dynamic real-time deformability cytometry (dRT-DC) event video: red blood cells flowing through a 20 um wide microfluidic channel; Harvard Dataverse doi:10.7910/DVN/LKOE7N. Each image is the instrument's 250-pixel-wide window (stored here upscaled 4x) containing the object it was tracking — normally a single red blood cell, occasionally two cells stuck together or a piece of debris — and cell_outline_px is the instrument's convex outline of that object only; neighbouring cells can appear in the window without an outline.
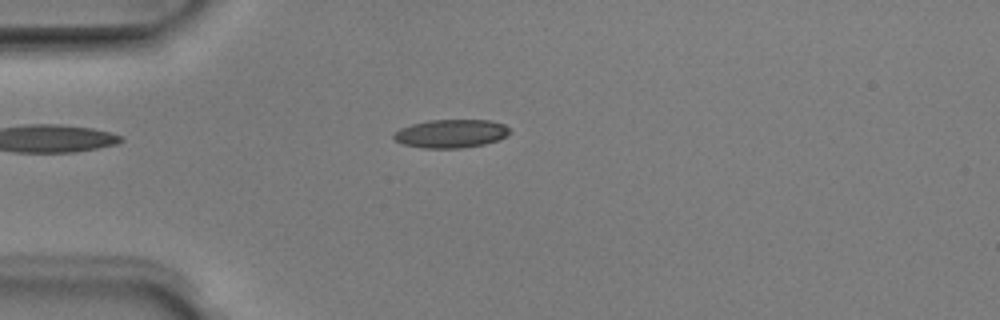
{"species": "Egyptian fruit bat (a non-hibernating species)", "species_latin": "Rousettus aegyptiacus", "temperature_condition": "room temperature", "stored_images_in_passage": 38, "camera_frame_rate_fps": 3000, "um_per_image_px": 0.085, "animal": {"sex": "male"}, "frame": {"image": 1, "passage_image": 1, "time_ms": 0.0, "image_size_px": [1000, 320], "cell_outline_px": [[512, 132], [508, 136], [484, 144], [460, 148], [424, 148], [404, 144], [396, 140], [392, 136], [400, 128], [412, 124], [428, 120], [488, 120], [504, 124]], "centroid_in_image_um": [38.36, 11.35], "position_along_channel_um": 46.6, "area_um2": 19.07}}
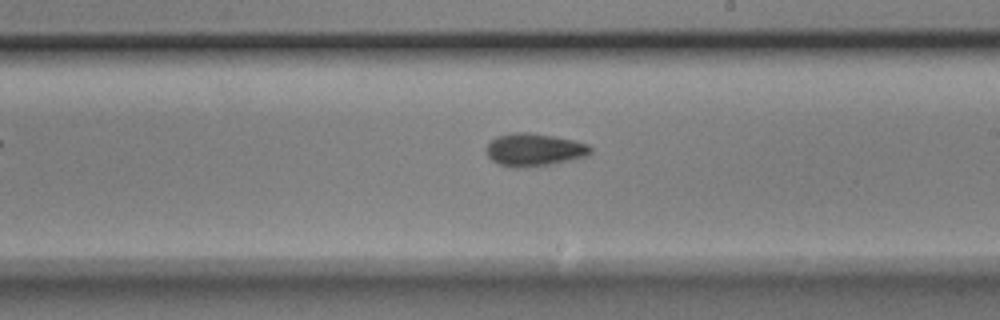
{"frame": {"image": 2, "passage_image": 17, "time_ms": 5.333, "image_size_px": [1000, 320], "cell_outline_px": [[592, 152], [588, 156], [552, 164], [528, 168], [516, 168], [500, 164], [492, 160], [488, 156], [484, 148], [496, 136], [512, 132], [528, 132], [556, 136], [588, 144], [592, 148]], "centroid_in_image_um": [45.41, 12.73], "position_along_channel_um": 243.6, "area_um2": 20.17}}
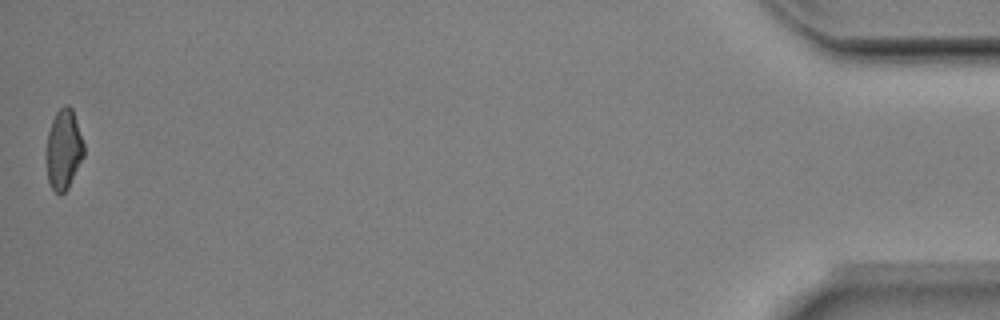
{"frame": {"image": 3, "passage_image": 38, "time_ms": 12.333, "image_size_px": [1000, 320], "cell_outline_px": [[84, 156], [68, 188], [60, 196], [52, 188], [48, 180], [48, 132], [52, 120], [56, 112], [64, 104], [68, 104], [72, 108], [84, 144]], "centroid_in_image_um": [5.44, 12.69], "position_along_channel_um": 429.8, "area_um2": 17.17}, "authors_computed_cell_mechanics": {"area_um2": 18.6983, "velocity_mm_per_s": 4.0203, "shape_relaxation_time_tau1_ms": 3.2858, "shape_relaxation_time_tau2_ms": 5.0404, "deformation_change_tau1": 0.1445, "deformation_change_tau2": 0.1297}}